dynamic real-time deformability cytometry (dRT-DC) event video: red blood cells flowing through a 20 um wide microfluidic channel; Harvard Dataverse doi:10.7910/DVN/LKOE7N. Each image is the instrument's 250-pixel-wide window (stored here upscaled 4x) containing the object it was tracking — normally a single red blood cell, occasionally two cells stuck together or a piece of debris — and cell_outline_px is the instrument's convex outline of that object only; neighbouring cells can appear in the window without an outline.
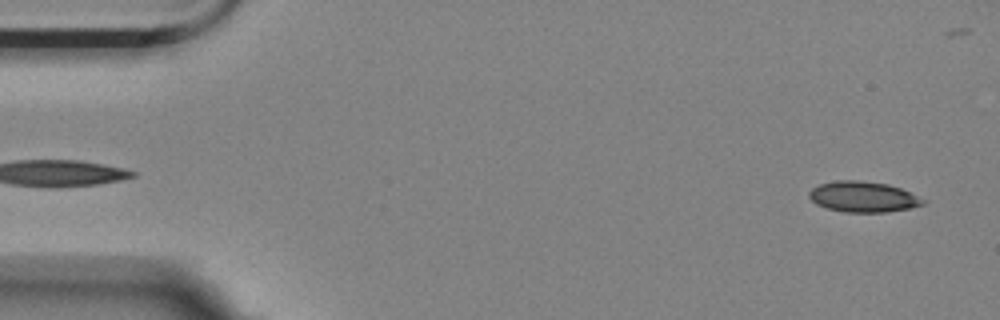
{"species": "Egyptian fruit bat (a non-hibernating species)", "species_latin": "Rousettus aegyptiacus", "temperature_condition": "room temperature", "stored_images_in_passage": 14, "camera_frame_rate_fps": 3000, "um_per_image_px": 0.085, "animal": {"sex": "female"}, "frame": {"image": 1, "passage_image": 2, "time_ms": 0.333, "image_size_px": [1000, 320], "cell_outline_px": [[928, 200], [924, 204], [908, 208], [884, 212], [844, 212], [828, 208], [816, 204], [808, 196], [808, 192], [812, 188], [820, 184], [836, 180], [860, 180], [888, 184], [900, 188]], "centroid_in_image_um": [73.36, 16.72], "position_along_channel_um": 11.6, "area_um2": 20.35}}
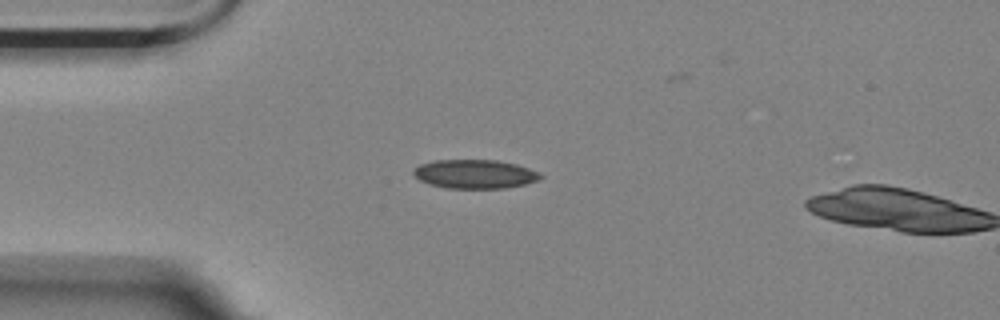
{"frame": {"image": 2, "passage_image": 13, "time_ms": 4.0, "image_size_px": [1000, 320], "cell_outline_px": [[544, 176], [540, 180], [524, 184], [504, 188], [448, 188], [428, 184], [420, 180], [412, 172], [412, 168], [420, 164], [432, 160], [496, 160], [516, 164], [528, 168]], "centroid_in_image_um": [40.33, 14.79], "position_along_channel_um": 44.7, "area_um2": 21.39}}